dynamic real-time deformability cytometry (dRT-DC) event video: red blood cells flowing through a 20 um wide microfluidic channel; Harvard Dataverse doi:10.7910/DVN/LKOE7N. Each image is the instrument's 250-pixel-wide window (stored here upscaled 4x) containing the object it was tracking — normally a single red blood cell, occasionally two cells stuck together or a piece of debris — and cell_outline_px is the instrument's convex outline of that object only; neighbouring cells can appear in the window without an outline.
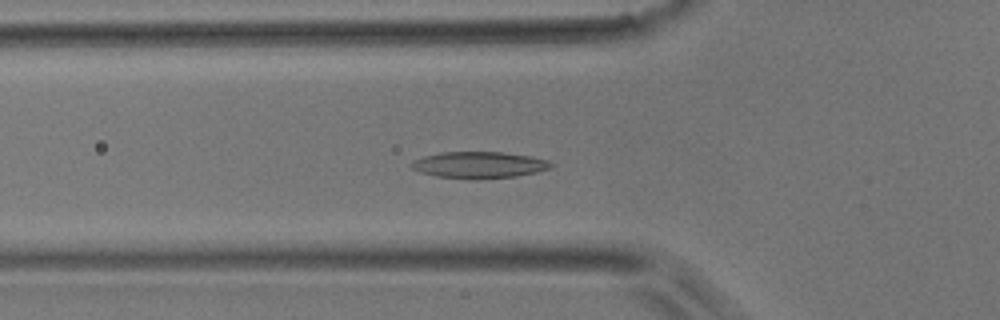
{"species": "common noctule bat (a hibernating species)", "species_latin": "Nyctalus noctula", "temperature_condition": "room temperature", "stored_images_in_passage": 49, "camera_frame_rate_fps": 3000, "um_per_image_px": 0.085, "animal": {"sex": "male", "body_mass_g": 17.9}, "frame": {"image": 1, "passage_image": 16, "time_ms": 5.0, "image_size_px": [1000, 320], "cell_outline_px": [[552, 168], [536, 172], [516, 176], [480, 180], [476, 180], [436, 176], [420, 172], [412, 168], [408, 164], [412, 160], [424, 156], [440, 152], [504, 152], [532, 156], [548, 160], [552, 164]], "centroid_in_image_um": [40.71, 14.02], "position_along_channel_um": 85.1, "area_um2": 21.91}}
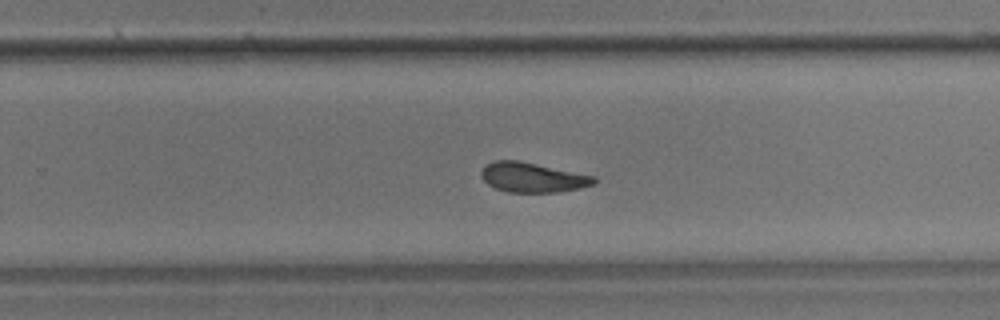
{"frame": {"image": 2, "passage_image": 31, "time_ms": 10.0, "image_size_px": [1000, 320], "cell_outline_px": [[596, 184], [580, 188], [556, 192], [508, 192], [496, 188], [488, 184], [480, 176], [480, 172], [484, 164], [492, 160], [516, 160], [596, 176]], "centroid_in_image_um": [45.24, 15.07], "position_along_channel_um": 284.6, "area_um2": 19.59}}
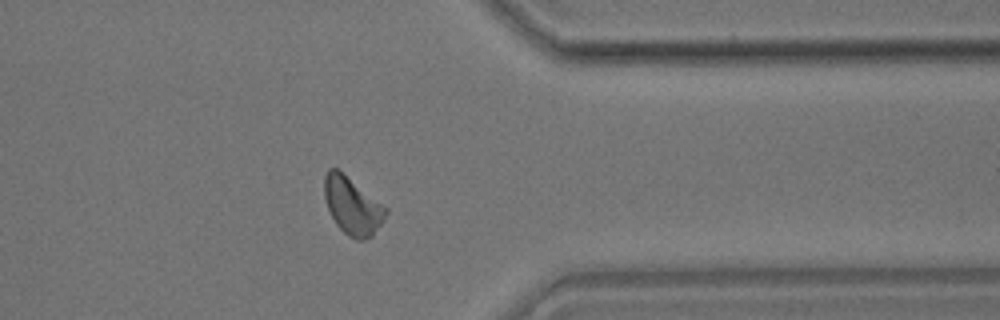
{"frame": {"image": 3, "passage_image": 39, "time_ms": 12.667, "image_size_px": [1000, 320], "cell_outline_px": [[388, 212], [384, 220], [372, 236], [364, 240], [356, 240], [348, 236], [336, 224], [328, 208], [324, 196], [324, 176], [328, 168], [336, 168], [388, 208]], "centroid_in_image_um": [29.96, 17.51], "position_along_channel_um": 381.4, "area_um2": 20.35}}